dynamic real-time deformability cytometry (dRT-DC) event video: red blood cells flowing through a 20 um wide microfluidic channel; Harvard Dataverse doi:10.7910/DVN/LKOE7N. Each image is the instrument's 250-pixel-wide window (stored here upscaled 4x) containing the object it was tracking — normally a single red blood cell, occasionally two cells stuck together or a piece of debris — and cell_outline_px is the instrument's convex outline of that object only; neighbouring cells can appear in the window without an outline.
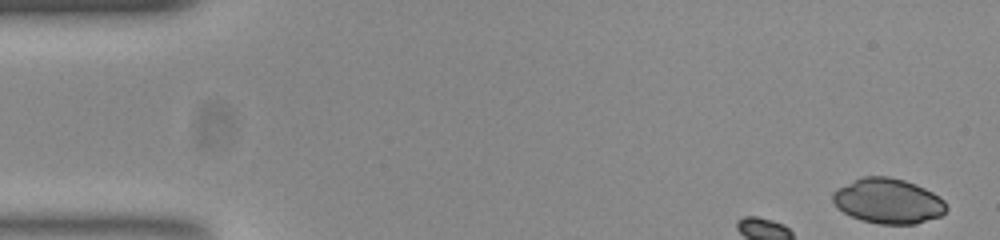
{"species": "common noctule bat (a hibernating species)", "species_latin": "Nyctalus noctula", "temperature_condition": "room temperature", "stored_images_in_passage": 11, "camera_frame_rate_fps": 3000, "um_per_image_px": 0.085, "animal": {"sex": "female", "body_mass_g": 23.0, "forearm_length_mm": 53.4}, "frame": {"image": 1, "passage_image": 1, "time_ms": 0.0, "image_size_px": [1000, 240], "cell_outline_px": [[948, 208], [940, 216], [916, 224], [880, 224], [860, 220], [844, 212], [832, 200], [832, 192], [836, 188], [864, 176], [888, 176], [904, 180], [916, 184], [932, 192], [944, 200]], "centroid_in_image_um": [75.49, 17.08], "position_along_channel_um": 9.5, "area_um2": 29.77}}